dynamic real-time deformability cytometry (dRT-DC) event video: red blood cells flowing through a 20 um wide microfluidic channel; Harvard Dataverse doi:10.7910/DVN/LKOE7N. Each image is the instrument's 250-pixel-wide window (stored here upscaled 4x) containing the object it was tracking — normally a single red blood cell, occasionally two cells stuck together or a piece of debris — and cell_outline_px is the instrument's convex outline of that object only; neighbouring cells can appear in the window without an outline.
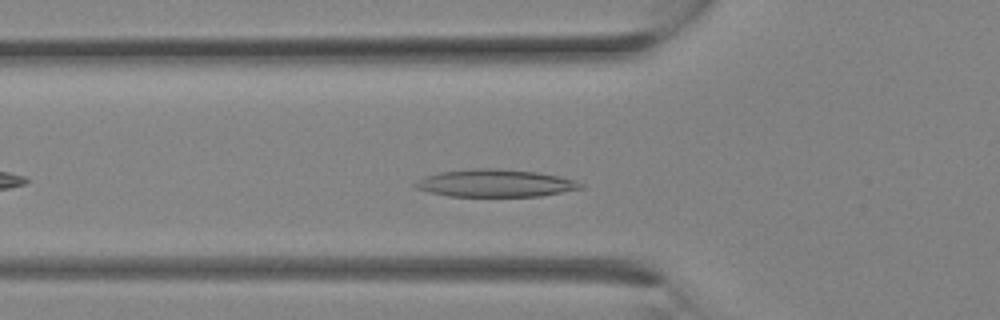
{"species": "Egyptian fruit bat (a non-hibernating species)", "species_latin": "Rousettus aegyptiacus", "temperature_condition": "room temperature", "stored_images_in_passage": 9, "camera_frame_rate_fps": 3000, "um_per_image_px": 0.085, "animal": {"sex": "female"}, "frame": {"image": 1, "passage_image": 3, "time_ms": 0.667, "image_size_px": [1000, 320], "cell_outline_px": [[584, 188], [540, 196], [448, 196], [428, 192], [416, 188], [412, 184], [416, 180], [424, 176], [440, 172], [472, 168], [492, 168], [536, 172], [560, 176], [584, 184]], "centroid_in_image_um": [42.06, 15.57], "position_along_channel_um": 83.7, "area_um2": 26.53}}
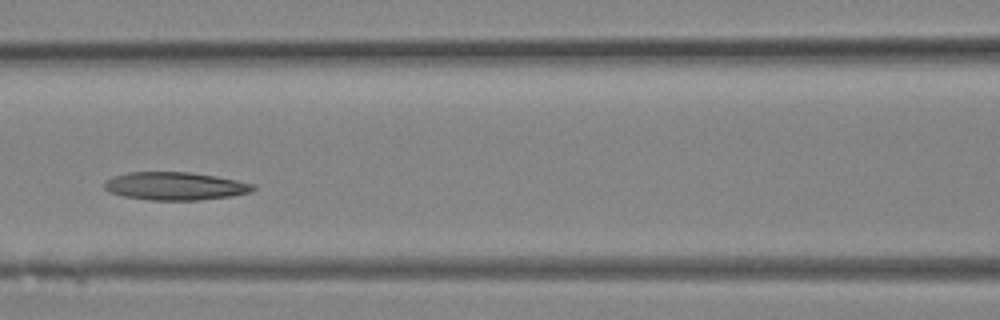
{"frame": {"image": 2, "passage_image": 6, "time_ms": 1.667, "image_size_px": [1000, 320], "cell_outline_px": [[256, 188], [248, 192], [232, 196], [200, 200], [148, 200], [124, 196], [108, 192], [104, 188], [104, 180], [112, 176], [128, 172], [188, 172], [216, 176], [256, 184]], "centroid_in_image_um": [14.85, 15.81], "position_along_channel_um": 151.7, "area_um2": 24.39}}
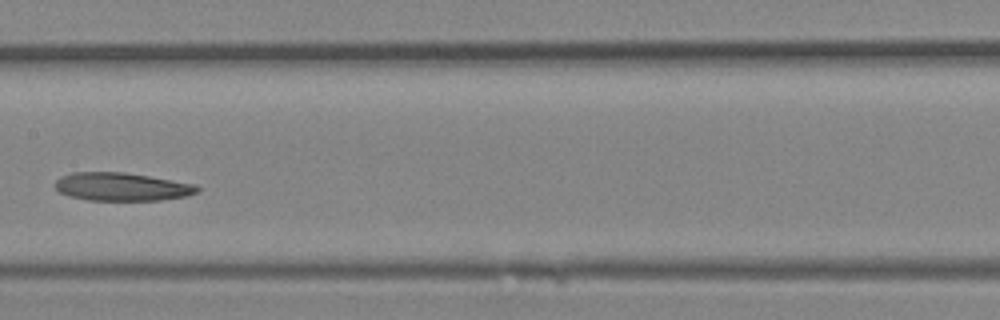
{"frame": {"image": 3, "passage_image": 8, "time_ms": 2.333, "image_size_px": [1000, 320], "cell_outline_px": [[200, 192], [188, 196], [160, 200], [88, 200], [68, 196], [60, 192], [52, 184], [60, 176], [72, 172], [124, 172], [196, 184], [200, 188]], "centroid_in_image_um": [10.35, 15.87], "position_along_channel_um": 197.1, "area_um2": 23.52}}